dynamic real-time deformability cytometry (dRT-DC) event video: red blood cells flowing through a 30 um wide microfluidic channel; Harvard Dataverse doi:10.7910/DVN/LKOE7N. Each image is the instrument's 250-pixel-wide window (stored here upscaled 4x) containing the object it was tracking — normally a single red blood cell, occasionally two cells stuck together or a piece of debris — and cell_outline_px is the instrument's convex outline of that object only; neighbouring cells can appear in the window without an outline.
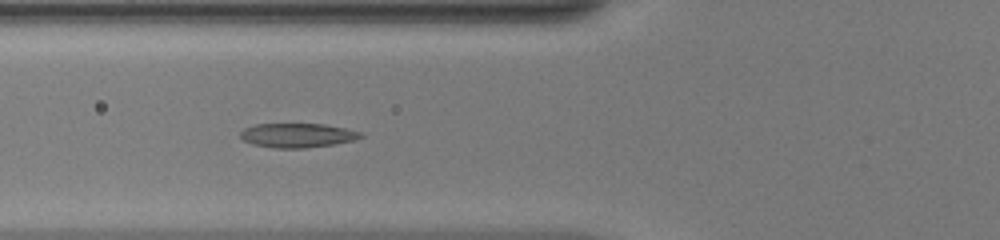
{"species": "common noctule bat (a hibernating species)", "species_latin": "Nyctalus noctula", "temperature_condition": "warm", "stored_images_in_passage": 39, "camera_frame_rate_fps": 3000, "um_per_image_px": 0.085, "animal": {"sex": "female", "body_mass_g": 20.0, "forearm_length_mm": 54.0}, "frame": {"image": 1, "passage_image": 9, "time_ms": 2.667, "image_size_px": [1000, 240], "cell_outline_px": [[364, 136], [356, 140], [336, 144], [304, 148], [272, 148], [252, 144], [244, 140], [240, 136], [240, 132], [244, 128], [256, 124], [324, 124], [364, 132]], "centroid_in_image_um": [25.32, 11.51], "position_along_channel_um": 100.5, "area_um2": 17.17}}
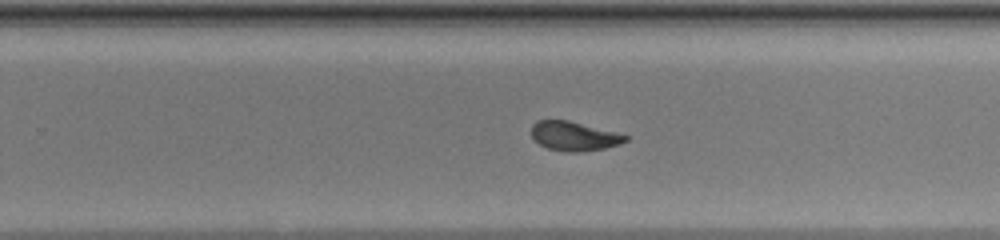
{"frame": {"image": 2, "passage_image": 22, "time_ms": 7.0, "image_size_px": [1000, 240], "cell_outline_px": [[628, 140], [620, 144], [604, 148], [580, 152], [568, 152], [548, 148], [532, 140], [532, 124], [536, 120], [568, 120], [616, 132], [628, 136]], "centroid_in_image_um": [48.78, 11.57], "position_along_channel_um": 281.0, "area_um2": 16.01}}
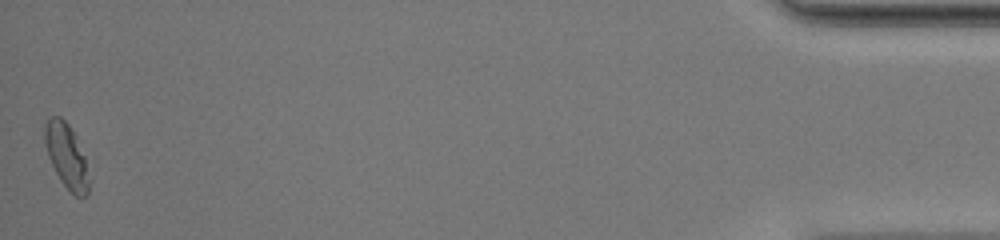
{"frame": {"image": 3, "passage_image": 39, "time_ms": 12.667, "image_size_px": [1000, 240], "cell_outline_px": [[88, 196], [76, 196], [60, 180], [48, 156], [44, 140], [44, 124], [52, 116], [60, 116], [68, 124], [76, 136], [84, 156], [88, 180]], "centroid_in_image_um": [5.63, 13.21], "position_along_channel_um": 429.6, "area_um2": 16.18}, "authors_computed_cell_mechanics": {"area_um2": 16.762, "velocity_mm_per_s": 4.1691, "shape_relaxation_time_tau1_ms": 3.1367, "shape_relaxation_time_tau2_ms": 1.0277, "deformation_change_tau1": 0.1473, "deformation_change_tau2": 0.0492}}